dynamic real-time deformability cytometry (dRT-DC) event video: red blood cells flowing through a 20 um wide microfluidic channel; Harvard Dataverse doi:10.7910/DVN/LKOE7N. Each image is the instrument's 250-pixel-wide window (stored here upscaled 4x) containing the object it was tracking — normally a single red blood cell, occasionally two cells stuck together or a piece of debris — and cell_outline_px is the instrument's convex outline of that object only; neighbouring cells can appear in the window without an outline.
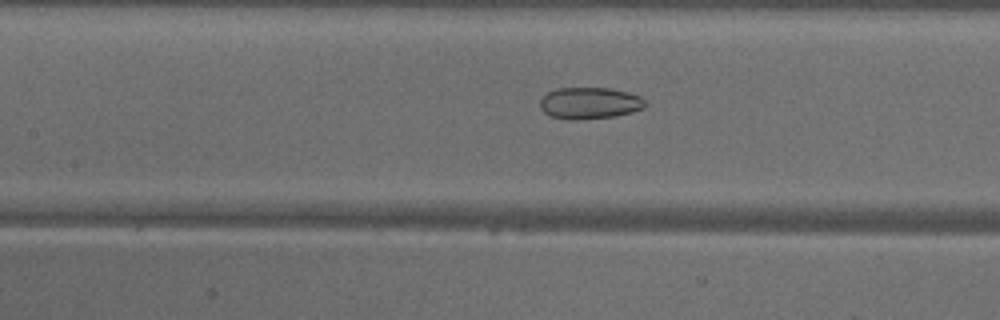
{"species": "common noctule bat (a hibernating species)", "species_latin": "Nyctalus noctula", "temperature_condition": "warm", "stored_images_in_passage": 48, "camera_frame_rate_fps": 3000, "um_per_image_px": 0.085, "animal": {"sex": "male", "body_mass_g": 18.8}, "frame": {"image": 1, "passage_image": 21, "time_ms": 6.667, "image_size_px": [1000, 320], "cell_outline_px": [[648, 104], [644, 108], [632, 112], [616, 116], [576, 120], [568, 120], [552, 116], [544, 112], [540, 108], [540, 100], [548, 92], [556, 88], [612, 88], [628, 92], [640, 96]], "centroid_in_image_um": [50.14, 8.76], "position_along_channel_um": 157.3, "area_um2": 19.54}}
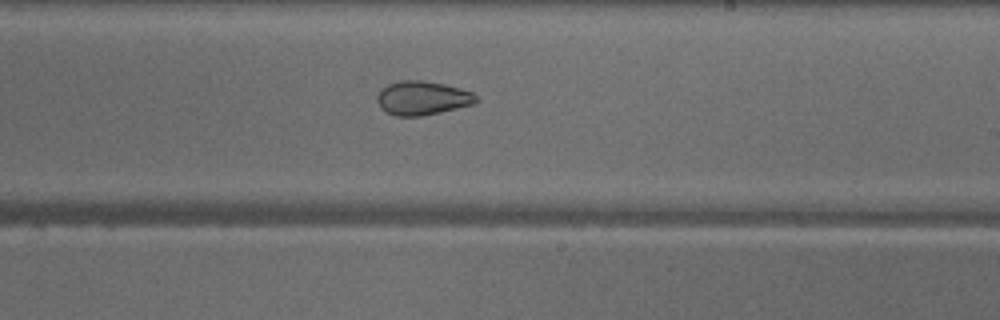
{"frame": {"image": 2, "passage_image": 28, "time_ms": 9.0, "image_size_px": [1000, 320], "cell_outline_px": [[480, 100], [476, 104], [440, 112], [420, 116], [396, 116], [380, 108], [376, 100], [376, 96], [380, 88], [388, 84], [400, 80], [420, 80], [444, 84], [460, 88], [472, 92]], "centroid_in_image_um": [35.9, 8.33], "position_along_channel_um": 253.1, "area_um2": 19.77}}
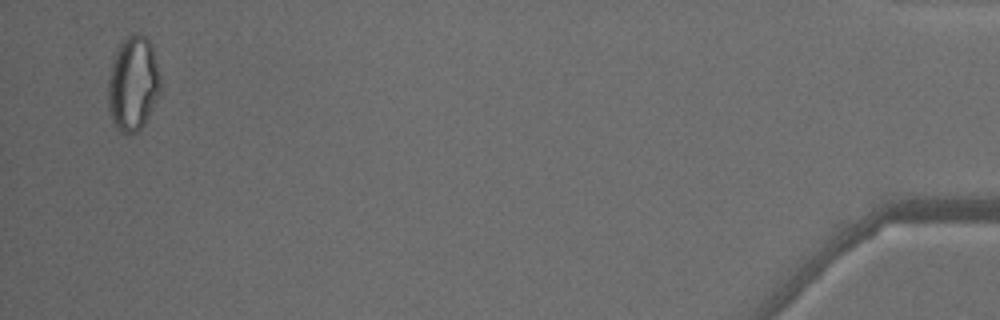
{"frame": {"image": 3, "passage_image": 47, "time_ms": 15.333, "image_size_px": [1000, 320], "cell_outline_px": [[160, 92], [144, 124], [136, 132], [128, 136], [120, 132], [112, 124], [108, 108], [108, 80], [112, 64], [116, 52], [120, 44], [132, 32], [140, 32], [152, 44], [160, 76]], "centroid_in_image_um": [11.3, 7.13], "position_along_channel_um": 423.9, "area_um2": 29.07}, "authors_computed_cell_mechanics": {"area_um2": 24.8829, "velocity_mm_per_s": 4.1156, "shape_relaxation_time_tau1_ms": null, "shape_relaxation_time_tau2_ms": 2.5031, "deformation_change_tau1": null, "deformation_change_tau2": 0.0813}}